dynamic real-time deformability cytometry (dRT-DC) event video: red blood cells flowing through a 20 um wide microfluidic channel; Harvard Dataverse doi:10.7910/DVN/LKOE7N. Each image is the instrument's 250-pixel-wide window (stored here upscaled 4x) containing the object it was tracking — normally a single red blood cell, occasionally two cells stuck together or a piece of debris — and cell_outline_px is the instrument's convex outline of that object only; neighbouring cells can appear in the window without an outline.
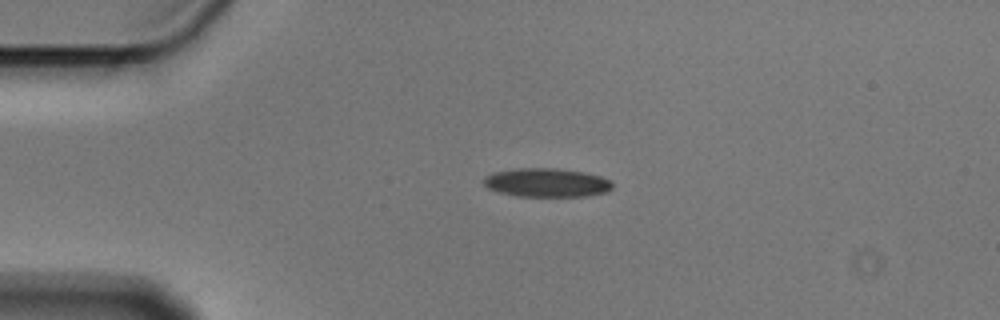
{"species": "Egyptian fruit bat (a non-hibernating species)", "species_latin": "Rousettus aegyptiacus", "temperature_condition": "cold", "stored_images_in_passage": 2, "camera_frame_rate_fps": 3000, "um_per_image_px": 0.085, "animal": {"sex": "male"}, "frame": {"image": 1, "passage_image": 1, "time_ms": 0.0, "image_size_px": [1000, 320], "cell_outline_px": [[612, 188], [608, 192], [588, 196], [516, 196], [496, 192], [488, 188], [484, 184], [484, 176], [492, 172], [516, 168], [556, 168], [584, 172], [600, 176], [612, 180]], "centroid_in_image_um": [46.46, 15.52], "position_along_channel_um": 38.5, "area_um2": 21.85}}